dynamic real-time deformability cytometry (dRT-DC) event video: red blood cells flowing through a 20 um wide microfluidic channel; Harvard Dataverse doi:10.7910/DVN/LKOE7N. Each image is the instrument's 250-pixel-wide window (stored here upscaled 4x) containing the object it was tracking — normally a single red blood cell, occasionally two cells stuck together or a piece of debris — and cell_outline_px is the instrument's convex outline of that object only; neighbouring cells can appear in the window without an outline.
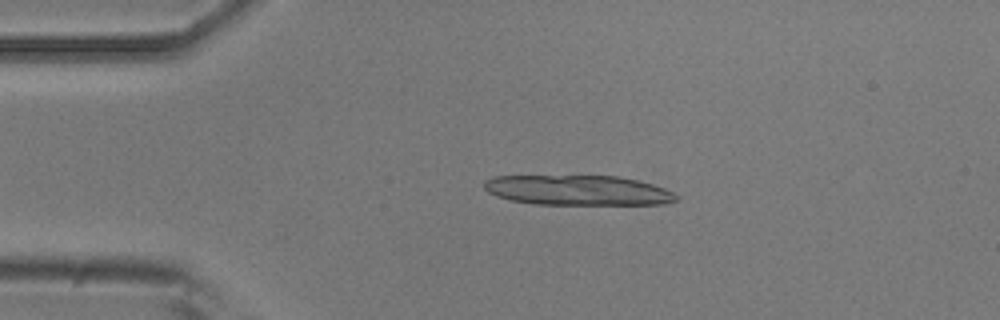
{"species": "common noctule bat (a hibernating species)", "species_latin": "Nyctalus noctula", "temperature_condition": "room temperature", "stored_images_in_passage": 51, "camera_frame_rate_fps": 3000, "um_per_image_px": 0.085, "animal": {"sex": "male", "body_mass_g": 20.5, "forearm_length_mm": 52.5}, "frame": {"image": 1, "passage_image": 10, "time_ms": 3.0, "image_size_px": [1000, 320], "cell_outline_px": [[680, 196], [676, 200], [664, 204], [536, 204], [512, 200], [496, 196], [488, 192], [484, 188], [484, 180], [492, 176], [620, 176], [640, 180], [664, 188]], "centroid_in_image_um": [49.13, 16.16], "position_along_channel_um": 35.9, "area_um2": 33.64}}
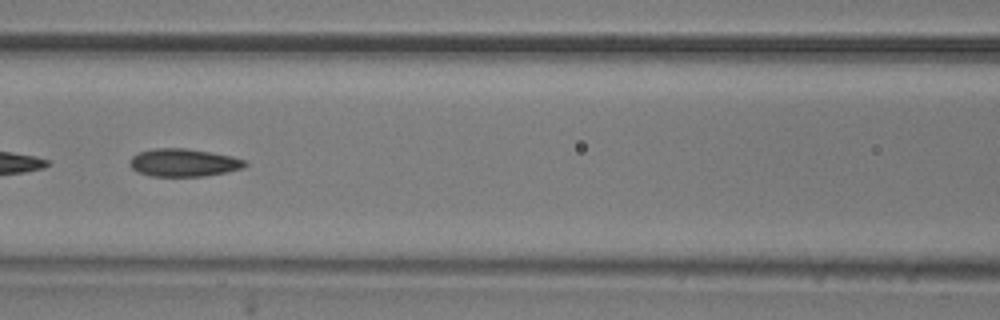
{"frame": {"image": 2, "passage_image": 22, "time_ms": 7.0, "image_size_px": [1000, 320], "cell_outline_px": [[248, 164], [244, 168], [204, 176], [152, 176], [136, 172], [128, 164], [132, 156], [140, 152], [152, 148], [184, 148], [232, 156], [244, 160]], "centroid_in_image_um": [15.57, 13.82], "position_along_channel_um": 151.0, "area_um2": 18.61}}
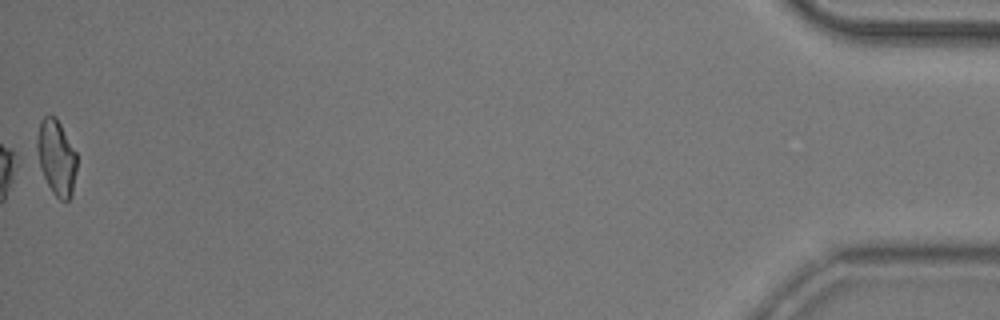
{"frame": {"image": 3, "passage_image": 51, "time_ms": 16.667, "image_size_px": [1000, 320], "cell_outline_px": [[76, 168], [72, 196], [68, 200], [60, 200], [52, 192], [44, 176], [40, 164], [36, 148], [36, 140], [40, 120], [44, 116], [56, 116], [76, 152]], "centroid_in_image_um": [4.79, 13.37], "position_along_channel_um": 430.4, "area_um2": 17.34}, "authors_computed_cell_mechanics": {"area_um2": 18.496, "velocity_mm_per_s": 3.9086, "shape_relaxation_time_tau1_ms": 8.2668, "shape_relaxation_time_tau2_ms": 3.1925, "deformation_change_tau1": 0.1923, "deformation_change_tau2": 0.1126}}